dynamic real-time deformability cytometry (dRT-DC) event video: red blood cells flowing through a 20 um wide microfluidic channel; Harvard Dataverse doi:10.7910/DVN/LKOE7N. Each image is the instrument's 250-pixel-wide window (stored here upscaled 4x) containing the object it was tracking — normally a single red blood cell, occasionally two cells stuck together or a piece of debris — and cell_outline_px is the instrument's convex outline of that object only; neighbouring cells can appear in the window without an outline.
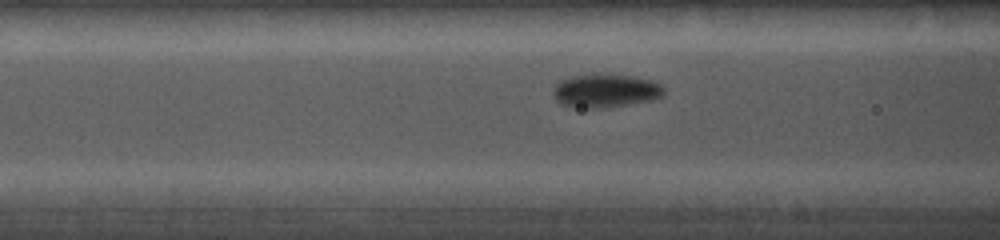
{"species": "common noctule bat (a hibernating species)", "species_latin": "Nyctalus noctula", "temperature_condition": "cold", "stored_images_in_passage": 10, "camera_frame_rate_fps": 5000, "um_per_image_px": 0.085, "animal": {"sex": "female", "body_mass_g": 19.0, "forearm_length_mm": 56.7}, "frame": {"image": 1, "passage_image": 5, "time_ms": 1.8, "image_size_px": [1000, 240], "cell_outline_px": [[664, 96], [652, 100], [628, 104], [600, 108], [572, 108], [560, 104], [556, 100], [552, 92], [552, 88], [560, 80], [568, 76], [596, 72], [600, 72], [628, 76], [652, 80], [660, 84], [664, 88]], "centroid_in_image_um": [51.4, 7.69], "position_along_channel_um": 115.2, "area_um2": 22.25}}
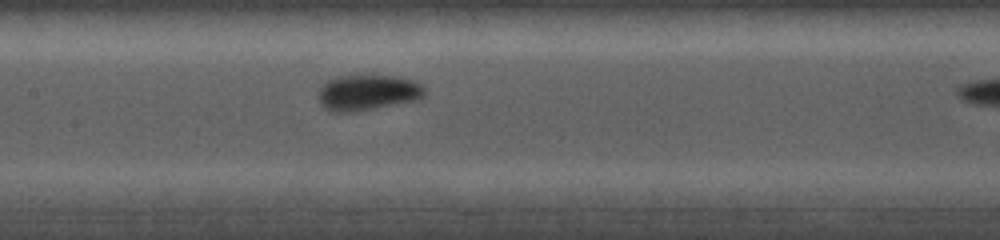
{"frame": {"image": 2, "passage_image": 9, "time_ms": 3.2, "image_size_px": [1000, 240], "cell_outline_px": [[424, 96], [420, 100], [356, 112], [336, 112], [324, 108], [320, 104], [320, 88], [328, 80], [336, 76], [392, 76], [412, 80], [420, 84], [424, 88]], "centroid_in_image_um": [31.27, 7.89], "position_along_channel_um": 176.1, "area_um2": 22.02}}